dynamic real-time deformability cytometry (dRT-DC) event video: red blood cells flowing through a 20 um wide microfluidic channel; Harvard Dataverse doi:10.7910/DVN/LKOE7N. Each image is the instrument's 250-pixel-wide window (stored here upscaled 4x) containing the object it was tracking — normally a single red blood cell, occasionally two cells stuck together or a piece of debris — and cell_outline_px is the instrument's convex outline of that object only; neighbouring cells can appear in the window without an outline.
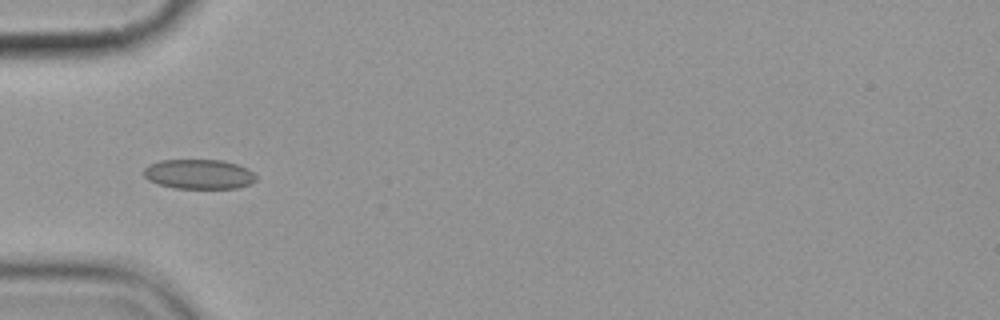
{"species": "common noctule bat (a hibernating species)", "species_latin": "Nyctalus noctula", "temperature_condition": "cold", "stored_images_in_passage": 10, "camera_frame_rate_fps": 3000, "um_per_image_px": 0.085, "animal": {"sex": "female", "body_mass_g": 19.9}, "frame": {"image": 1, "passage_image": 4, "time_ms": 4.333, "image_size_px": [1000, 320], "cell_outline_px": [[256, 180], [248, 184], [236, 188], [176, 188], [160, 184], [148, 180], [144, 176], [144, 168], [148, 164], [160, 160], [224, 160], [248, 168], [256, 176]], "centroid_in_image_um": [16.89, 14.79], "position_along_channel_um": 68.1, "area_um2": 19.36}}
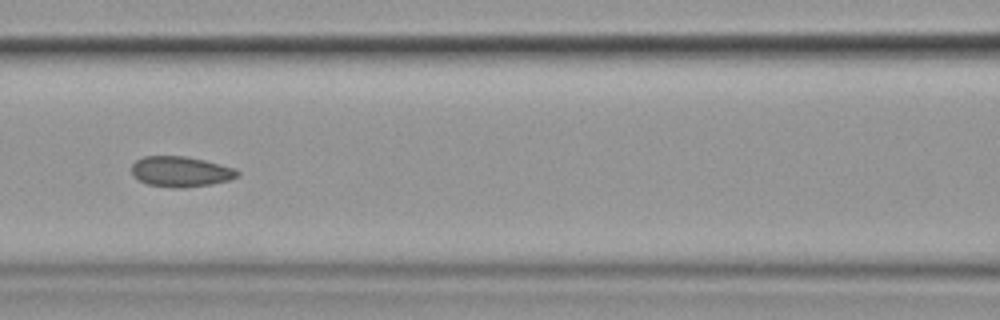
{"frame": {"image": 2, "passage_image": 6, "time_ms": 6.667, "image_size_px": [1000, 320], "cell_outline_px": [[240, 176], [228, 180], [212, 184], [180, 188], [172, 188], [148, 184], [140, 180], [132, 172], [132, 164], [136, 160], [144, 156], [188, 156], [236, 168], [240, 172]], "centroid_in_image_um": [15.4, 14.58], "position_along_channel_um": 151.2, "area_um2": 18.79}}
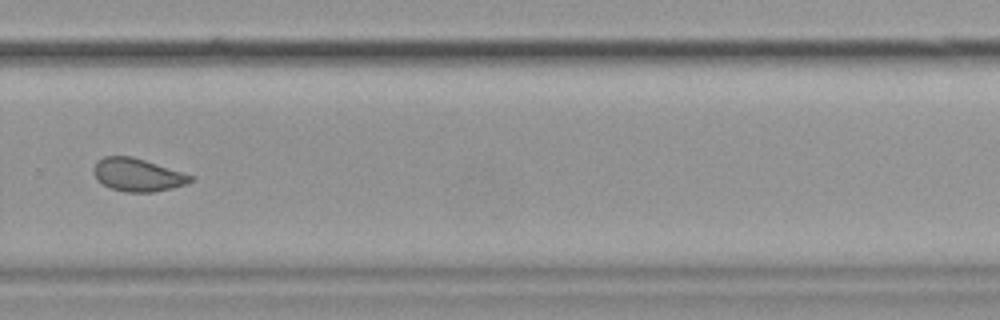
{"frame": {"image": 3, "passage_image": 10, "time_ms": 11.333, "image_size_px": [1000, 320], "cell_outline_px": [[196, 176], [188, 184], [172, 188], [152, 192], [124, 192], [112, 188], [96, 180], [92, 172], [92, 168], [104, 156], [132, 156], [184, 172]], "centroid_in_image_um": [11.72, 14.86], "position_along_channel_um": 318.1, "area_um2": 18.73}}